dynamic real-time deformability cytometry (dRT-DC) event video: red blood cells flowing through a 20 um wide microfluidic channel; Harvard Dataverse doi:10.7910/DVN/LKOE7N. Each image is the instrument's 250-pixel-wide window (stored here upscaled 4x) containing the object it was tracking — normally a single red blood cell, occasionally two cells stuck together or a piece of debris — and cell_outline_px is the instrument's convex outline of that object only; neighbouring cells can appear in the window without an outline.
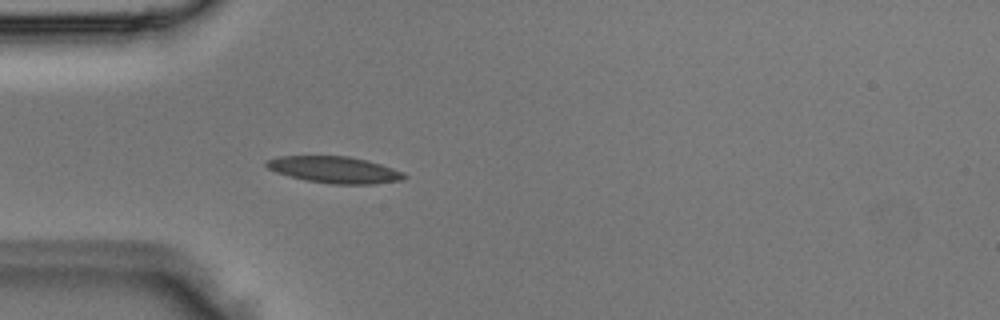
{"species": "Egyptian fruit bat (a non-hibernating species)", "species_latin": "Rousettus aegyptiacus", "temperature_condition": "room temperature", "stored_images_in_passage": 4, "segment_of_instrument_passage": [1, 2], "camera_frame_rate_fps": 3000, "um_per_image_px": 0.085, "animal": {"sex": "male"}, "frame": {"image": 1, "passage_image": 3, "time_ms": 0.667, "image_size_px": [1000, 320], "cell_outline_px": [[408, 176], [404, 180], [376, 184], [332, 184], [304, 180], [276, 172], [268, 168], [264, 164], [268, 160], [280, 156], [348, 156], [368, 160], [404, 172]], "centroid_in_image_um": [28.48, 14.43], "position_along_channel_um": 56.5, "area_um2": 21.44}}